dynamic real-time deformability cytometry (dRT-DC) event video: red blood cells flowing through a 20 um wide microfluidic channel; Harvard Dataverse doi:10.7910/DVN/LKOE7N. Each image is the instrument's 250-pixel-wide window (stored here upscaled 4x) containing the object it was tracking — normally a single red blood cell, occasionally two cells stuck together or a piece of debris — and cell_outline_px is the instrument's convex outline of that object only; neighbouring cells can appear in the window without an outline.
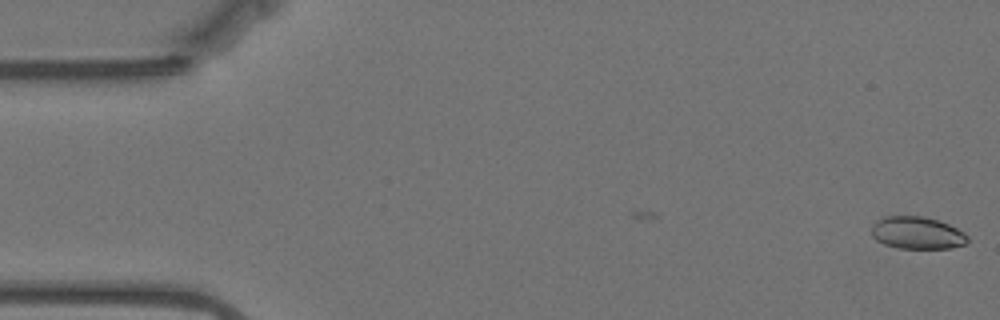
{"species": "Egyptian fruit bat (a non-hibernating species)", "species_latin": "Rousettus aegyptiacus", "temperature_condition": "warm", "stored_images_in_passage": 3, "camera_frame_rate_fps": 3000, "um_per_image_px": 0.085, "animal": {"sex": "female"}, "frame": {"image": 1, "passage_image": 3, "time_ms": 0.667, "image_size_px": [1000, 320], "cell_outline_px": [[968, 240], [964, 244], [952, 248], [896, 248], [884, 244], [876, 240], [872, 236], [872, 224], [876, 220], [884, 216], [924, 216], [948, 224], [964, 232], [968, 236]], "centroid_in_image_um": [77.93, 19.79], "position_along_channel_um": 7.1, "area_um2": 18.15}}